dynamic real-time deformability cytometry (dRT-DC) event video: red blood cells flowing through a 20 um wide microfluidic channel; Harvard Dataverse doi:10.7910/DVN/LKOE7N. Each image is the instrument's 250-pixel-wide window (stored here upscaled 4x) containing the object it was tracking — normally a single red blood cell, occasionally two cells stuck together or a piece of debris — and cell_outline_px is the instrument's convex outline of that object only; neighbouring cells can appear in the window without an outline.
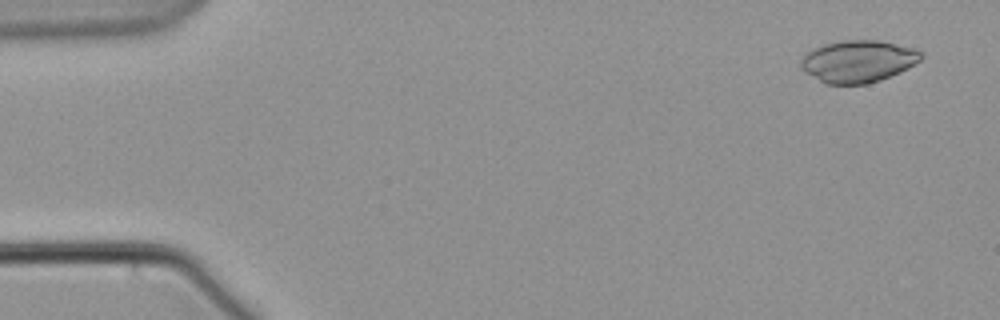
{"species": "common noctule bat (a hibernating species)", "species_latin": "Nyctalus noctula", "temperature_condition": "warm", "stored_images_in_passage": 38, "camera_frame_rate_fps": 3000, "um_per_image_px": 0.085, "animal": {"sex": "male", "body_mass_g": 21.5, "forearm_length_mm": 52.0}, "frame": {"image": 1, "passage_image": 2, "time_ms": 0.333, "image_size_px": [1000, 320], "cell_outline_px": [[924, 56], [920, 60], [908, 68], [900, 72], [880, 80], [868, 84], [828, 84], [804, 72], [800, 68], [800, 60], [812, 48], [824, 44], [844, 40], [880, 40], [916, 48], [924, 52]], "centroid_in_image_um": [72.97, 5.2], "position_along_channel_um": 12.0, "area_um2": 29.71}}
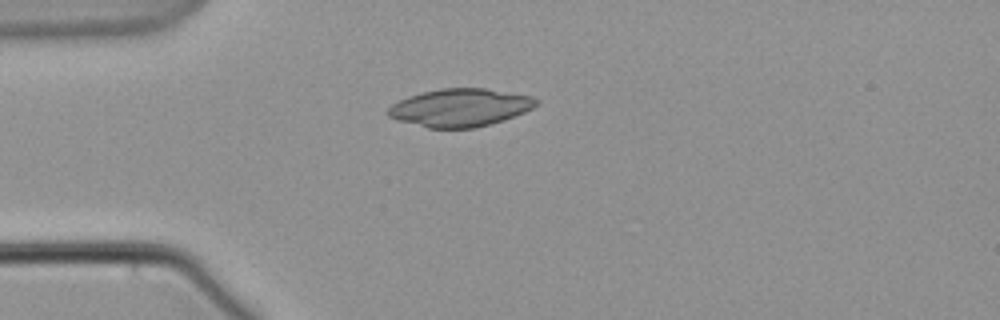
{"frame": {"image": 2, "passage_image": 14, "time_ms": 4.333, "image_size_px": [1000, 320], "cell_outline_px": [[540, 100], [532, 108], [524, 112], [504, 120], [472, 128], [428, 128], [396, 120], [388, 116], [384, 112], [392, 104], [408, 96], [420, 92], [440, 88], [484, 88], [532, 96]], "centroid_in_image_um": [39.06, 9.14], "position_along_channel_um": 45.9, "area_um2": 32.77}}